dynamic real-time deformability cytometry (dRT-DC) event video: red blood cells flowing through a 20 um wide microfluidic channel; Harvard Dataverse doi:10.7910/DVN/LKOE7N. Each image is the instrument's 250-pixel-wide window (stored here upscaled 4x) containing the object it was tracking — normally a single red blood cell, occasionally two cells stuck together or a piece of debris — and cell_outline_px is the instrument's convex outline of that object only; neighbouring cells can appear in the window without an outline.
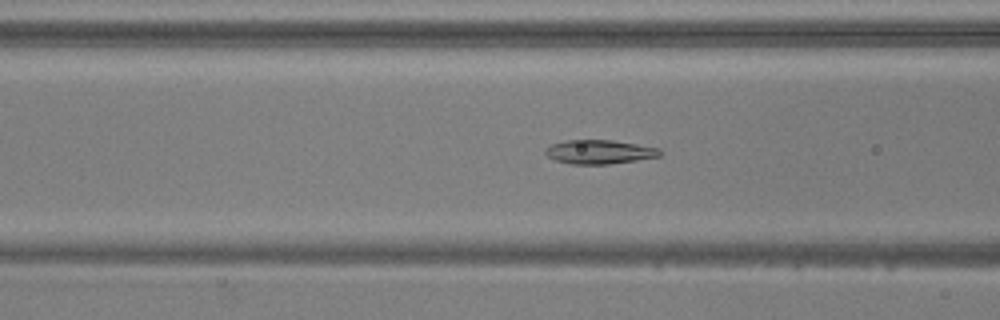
{"species": "common noctule bat (a hibernating species)", "species_latin": "Nyctalus noctula", "temperature_condition": "warm", "stored_images_in_passage": 29, "camera_frame_rate_fps": 3000, "um_per_image_px": 0.085, "animal": {"sex": "male", "body_mass_g": 20.5, "forearm_length_mm": 52.5}, "frame": {"image": 1, "passage_image": 4, "time_ms": 1.0, "image_size_px": [1000, 320], "cell_outline_px": [[660, 156], [636, 160], [608, 164], [572, 164], [556, 160], [548, 156], [544, 152], [544, 148], [552, 144], [568, 140], [612, 140], [660, 148]], "centroid_in_image_um": [50.93, 12.91], "position_along_channel_um": 115.7, "area_um2": 15.84}}
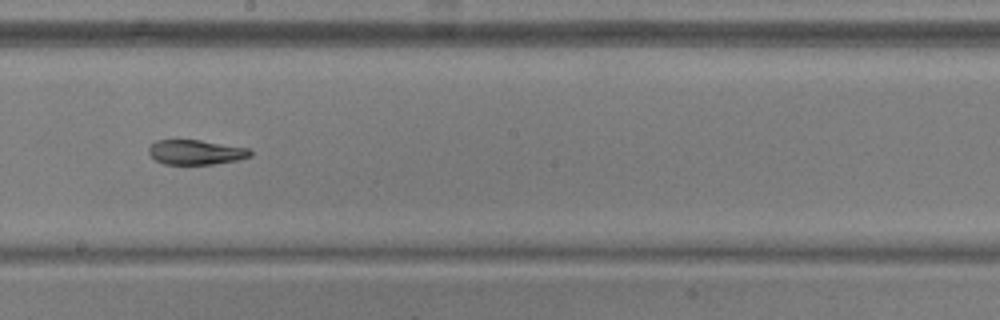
{"frame": {"image": 2, "passage_image": 13, "time_ms": 4.0, "image_size_px": [1000, 320], "cell_outline_px": [[252, 156], [236, 160], [212, 164], [164, 164], [156, 160], [148, 152], [148, 148], [156, 140], [200, 140], [248, 148], [252, 152]], "centroid_in_image_um": [16.64, 12.93], "position_along_channel_um": 231.6, "area_um2": 14.51}}
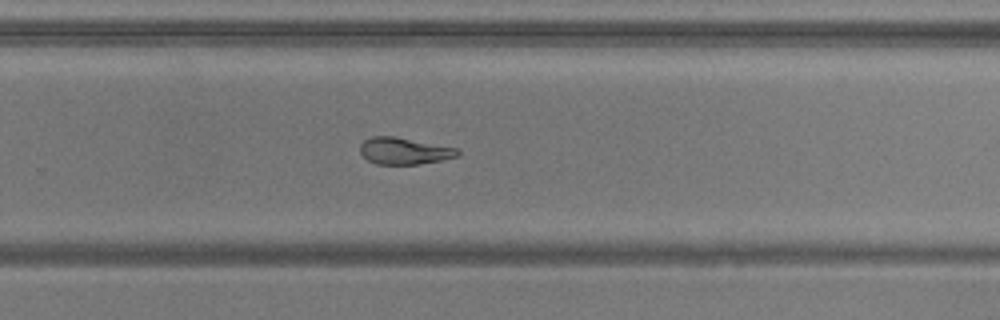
{"frame": {"image": 3, "passage_image": 18, "time_ms": 5.667, "image_size_px": [1000, 320], "cell_outline_px": [[460, 152], [456, 156], [440, 160], [416, 164], [376, 164], [368, 160], [360, 152], [360, 144], [364, 140], [372, 136], [392, 136], [456, 148]], "centroid_in_image_um": [34.3, 12.83], "position_along_channel_um": 295.5, "area_um2": 14.85}}